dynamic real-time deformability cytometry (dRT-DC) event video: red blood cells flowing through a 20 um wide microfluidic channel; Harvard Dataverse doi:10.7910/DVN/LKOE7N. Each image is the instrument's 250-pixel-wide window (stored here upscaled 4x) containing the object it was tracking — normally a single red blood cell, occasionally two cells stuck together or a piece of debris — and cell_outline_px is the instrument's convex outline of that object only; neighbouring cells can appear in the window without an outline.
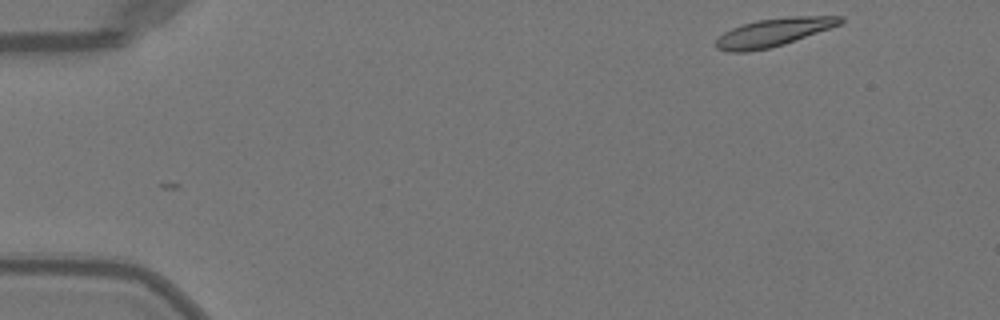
{"species": "Egyptian fruit bat (a non-hibernating species)", "species_latin": "Rousettus aegyptiacus", "temperature_condition": "warm", "stored_images_in_passage": 46, "camera_frame_rate_fps": 3000, "um_per_image_px": 0.085, "animal": {"sex": "female"}, "frame": {"image": 1, "passage_image": 1, "time_ms": 0.0, "image_size_px": [1000, 320], "cell_outline_px": [[844, 20], [840, 24], [784, 44], [768, 48], [748, 52], [728, 52], [716, 48], [716, 40], [724, 32], [740, 24], [756, 20], [792, 16], [844, 16]], "centroid_in_image_um": [65.71, 2.74], "position_along_channel_um": 19.3, "area_um2": 20.23}}
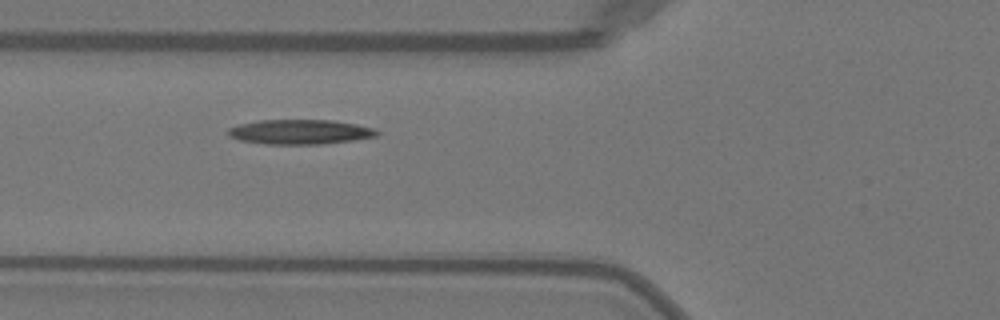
{"frame": {"image": 2, "passage_image": 15, "time_ms": 4.667, "image_size_px": [1000, 320], "cell_outline_px": [[380, 132], [376, 136], [352, 140], [320, 144], [264, 144], [240, 140], [228, 136], [228, 128], [240, 124], [260, 120], [332, 120], [356, 124], [376, 128]], "centroid_in_image_um": [25.5, 11.21], "position_along_channel_um": 100.3, "area_um2": 21.39}}
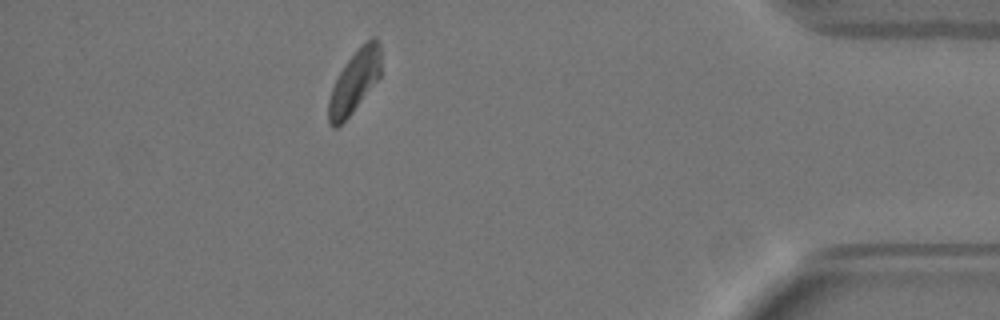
{"frame": {"image": 3, "passage_image": 41, "time_ms": 13.333, "image_size_px": [1000, 320], "cell_outline_px": [[380, 76], [348, 116], [336, 128], [332, 128], [328, 124], [328, 100], [332, 88], [344, 64], [356, 48], [372, 36], [380, 44]], "centroid_in_image_um": [30.11, 6.91], "position_along_channel_um": 405.1, "area_um2": 18.79}, "authors_computed_cell_mechanics": {"area_um2": 20.4034, "velocity_mm_per_s": 4.0137, "shape_relaxation_time_tau1_ms": 4.9118, "shape_relaxation_time_tau2_ms": null, "deformation_change_tau1": 0.1511, "deformation_change_tau2": null}}